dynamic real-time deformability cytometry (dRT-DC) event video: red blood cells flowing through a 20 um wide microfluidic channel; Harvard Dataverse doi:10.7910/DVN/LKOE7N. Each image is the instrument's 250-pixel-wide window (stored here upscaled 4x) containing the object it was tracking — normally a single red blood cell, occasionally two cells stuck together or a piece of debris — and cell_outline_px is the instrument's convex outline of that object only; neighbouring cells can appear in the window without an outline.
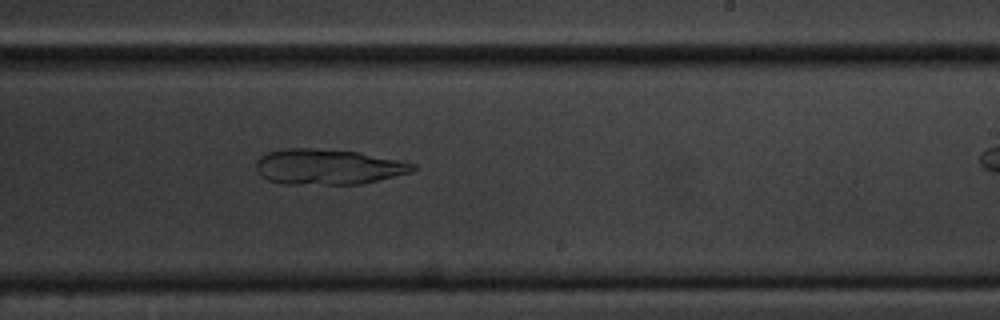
{"species": "common noctule bat (a hibernating species)", "species_latin": "Nyctalus noctula", "temperature_condition": "cold", "stored_images_in_passage": 47, "camera_frame_rate_fps": 3000, "um_per_image_px": 0.085, "animal": {"sex": "male", "body_mass_g": 20.1, "forearm_length_mm": 53.5}, "frame": {"image": 1, "passage_image": 35, "time_ms": 11.333, "image_size_px": [1000, 320], "cell_outline_px": [[416, 168], [412, 172], [360, 184], [284, 184], [268, 180], [260, 176], [256, 168], [256, 160], [260, 156], [268, 152], [284, 148], [316, 148], [360, 152], [400, 160], [416, 164]], "centroid_in_image_um": [27.86, 14.17], "position_along_channel_um": 261.1, "area_um2": 32.6}}
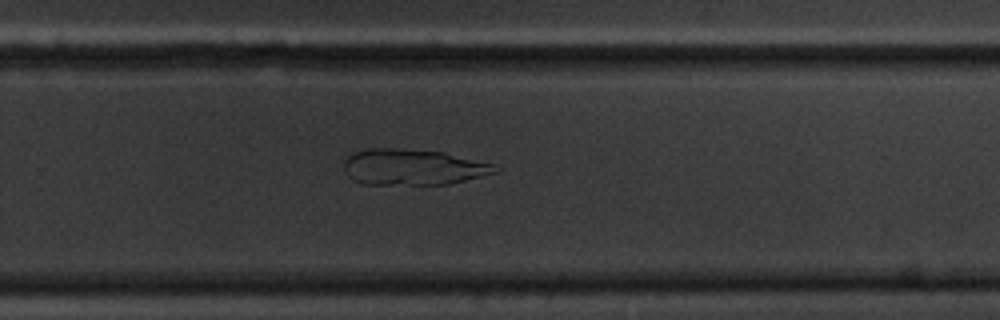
{"frame": {"image": 2, "passage_image": 38, "time_ms": 12.333, "image_size_px": [1000, 320], "cell_outline_px": [[500, 172], [448, 184], [364, 184], [352, 180], [344, 172], [344, 160], [352, 152], [368, 148], [392, 148], [444, 152], [496, 164], [500, 168]], "centroid_in_image_um": [35.11, 14.2], "position_along_channel_um": 294.7, "area_um2": 31.96}}
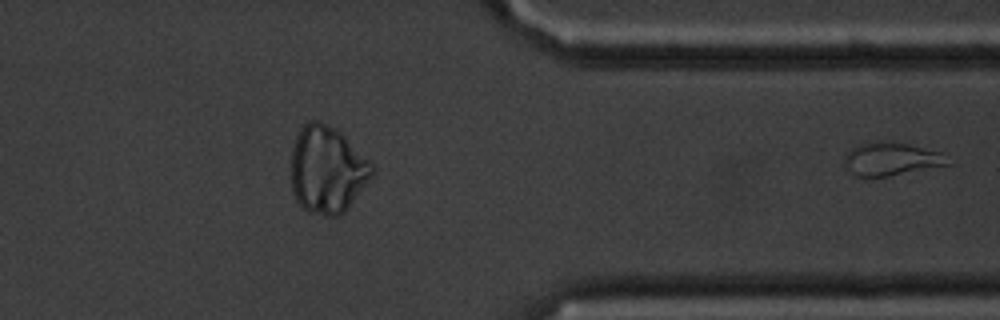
{"frame": {"image": 3, "passage_image": 47, "time_ms": 15.333, "image_size_px": [1000, 320], "cell_outline_px": [[952, 164], [888, 176], [856, 176], [844, 168], [844, 156], [856, 144], [908, 144], [940, 152]], "centroid_in_image_um": [75.73, 13.56], "position_along_channel_um": 335.7, "area_um2": 19.19}}